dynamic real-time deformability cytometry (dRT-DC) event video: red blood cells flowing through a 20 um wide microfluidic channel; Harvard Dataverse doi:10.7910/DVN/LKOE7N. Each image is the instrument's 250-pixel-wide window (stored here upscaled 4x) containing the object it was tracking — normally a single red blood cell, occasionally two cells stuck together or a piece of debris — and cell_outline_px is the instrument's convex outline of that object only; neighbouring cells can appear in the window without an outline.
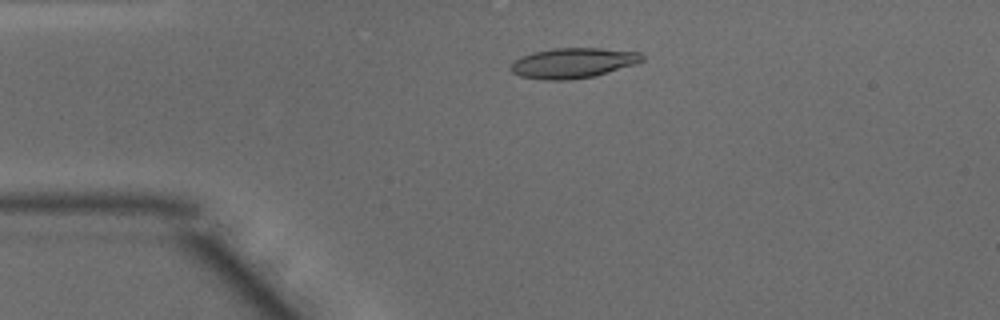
{"species": "common noctule bat (a hibernating species)", "species_latin": "Nyctalus noctula", "temperature_condition": "warm", "stored_images_in_passage": 22, "camera_frame_rate_fps": 3000, "um_per_image_px": 0.085, "animal": {"sex": "male", "body_mass_g": 15.6}, "frame": {"image": 1, "passage_image": 10, "time_ms": 3.0, "image_size_px": [1000, 320], "cell_outline_px": [[644, 60], [636, 64], [596, 76], [572, 80], [544, 80], [520, 76], [512, 72], [508, 68], [520, 56], [532, 52], [552, 48], [600, 48], [640, 52], [644, 56]], "centroid_in_image_um": [48.71, 5.36], "position_along_channel_um": 36.3, "area_um2": 23.41}}
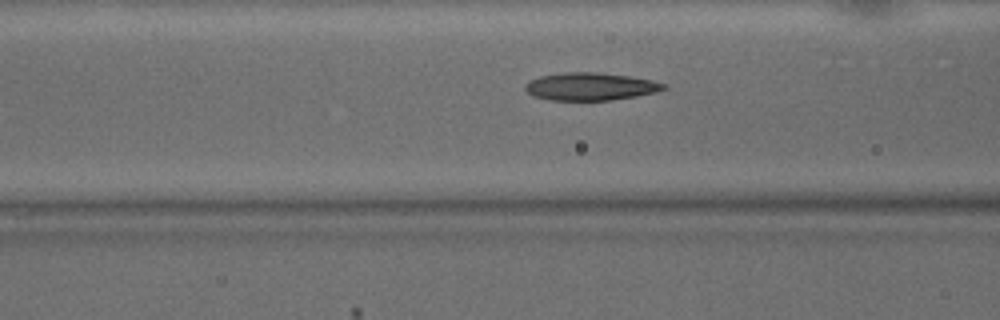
{"frame": {"image": 2, "passage_image": 18, "time_ms": 5.667, "image_size_px": [1000, 320], "cell_outline_px": [[668, 88], [656, 92], [636, 96], [612, 100], [552, 100], [532, 96], [524, 88], [524, 84], [540, 76], [564, 72], [596, 72], [628, 76], [652, 80], [668, 84]], "centroid_in_image_um": [50.21, 7.35], "position_along_channel_um": 116.4, "area_um2": 22.37}}
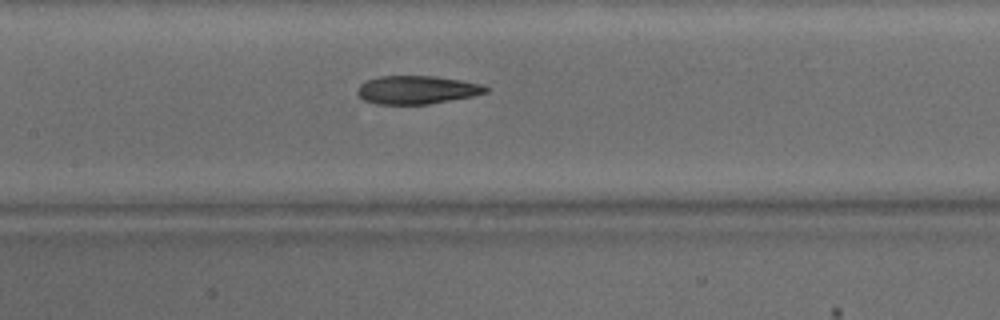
{"frame": {"image": 3, "passage_image": 22, "time_ms": 7.0, "image_size_px": [1000, 320], "cell_outline_px": [[488, 92], [472, 96], [428, 104], [376, 104], [364, 100], [356, 92], [360, 84], [364, 80], [380, 76], [436, 76], [460, 80], [480, 84], [488, 88]], "centroid_in_image_um": [35.39, 7.63], "position_along_channel_um": 172.0, "area_um2": 21.1}}